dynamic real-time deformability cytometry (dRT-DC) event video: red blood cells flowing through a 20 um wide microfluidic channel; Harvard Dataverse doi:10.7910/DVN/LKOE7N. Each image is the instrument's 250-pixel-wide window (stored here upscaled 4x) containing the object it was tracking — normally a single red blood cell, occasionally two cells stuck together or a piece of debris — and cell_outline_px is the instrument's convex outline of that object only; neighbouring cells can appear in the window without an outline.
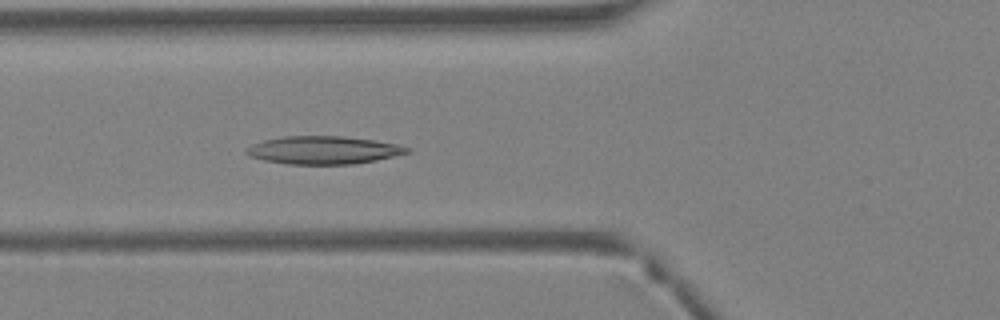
{"species": "Egyptian fruit bat (a non-hibernating species)", "species_latin": "Rousettus aegyptiacus", "temperature_condition": "warm", "stored_images_in_passage": 27, "camera_frame_rate_fps": 3000, "um_per_image_px": 0.085, "animal": {"sex": "female"}, "frame": {"image": 1, "passage_image": 7, "time_ms": 2.0, "image_size_px": [1000, 320], "cell_outline_px": [[412, 152], [376, 160], [352, 164], [288, 164], [264, 160], [248, 156], [244, 152], [244, 148], [252, 144], [264, 140], [284, 136], [344, 136], [372, 140], [396, 144], [412, 148]], "centroid_in_image_um": [27.47, 12.76], "position_along_channel_um": 98.3, "area_um2": 26.24}}
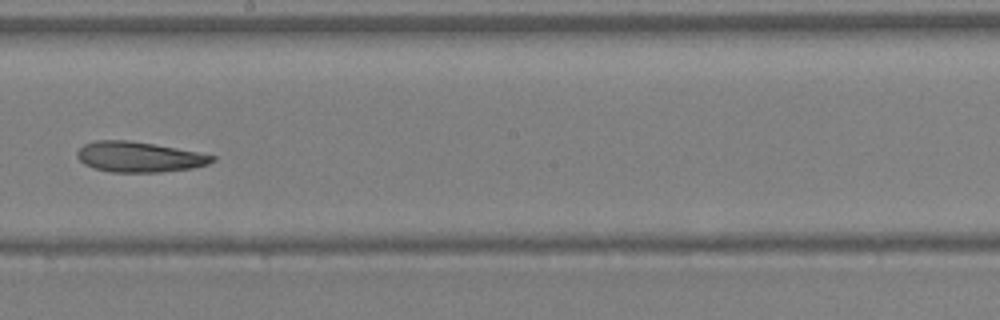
{"frame": {"image": 2, "passage_image": 15, "time_ms": 4.667, "image_size_px": [1000, 320], "cell_outline_px": [[216, 160], [208, 164], [192, 168], [160, 172], [108, 172], [92, 168], [84, 164], [76, 156], [76, 152], [84, 144], [96, 140], [128, 140], [176, 148], [216, 156]], "centroid_in_image_um": [11.79, 13.34], "position_along_channel_um": 236.4, "area_um2": 23.87}}
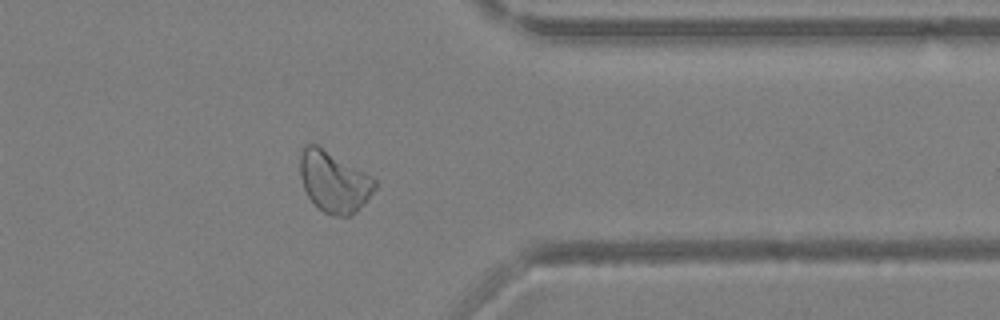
{"frame": {"image": 3, "passage_image": 24, "time_ms": 7.667, "image_size_px": [1000, 320], "cell_outline_px": [[376, 188], [364, 204], [356, 212], [348, 216], [332, 216], [324, 212], [308, 196], [304, 188], [300, 176], [300, 152], [304, 144], [316, 144], [372, 176], [376, 180]], "centroid_in_image_um": [28.38, 15.44], "position_along_channel_um": 383.0, "area_um2": 26.47}}